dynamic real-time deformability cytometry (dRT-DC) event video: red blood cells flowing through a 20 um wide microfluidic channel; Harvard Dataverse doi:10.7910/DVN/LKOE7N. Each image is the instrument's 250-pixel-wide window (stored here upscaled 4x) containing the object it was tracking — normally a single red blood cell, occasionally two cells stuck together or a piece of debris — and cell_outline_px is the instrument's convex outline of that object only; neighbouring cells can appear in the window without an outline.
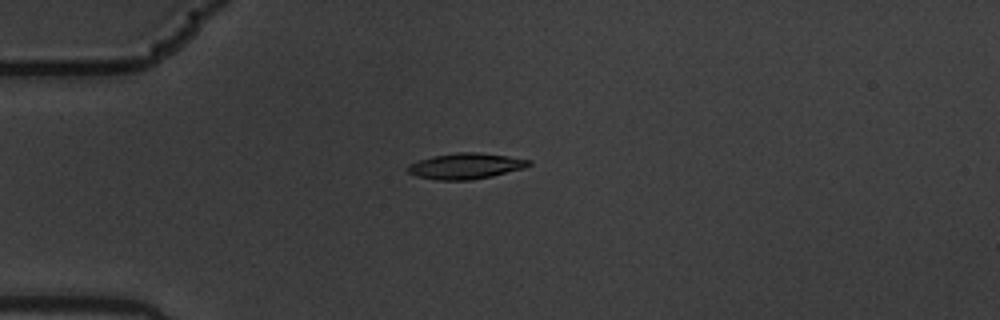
{"species": "common noctule bat (a hibernating species)", "species_latin": "Nyctalus noctula", "temperature_condition": "warm", "stored_images_in_passage": 5, "camera_frame_rate_fps": 3000, "um_per_image_px": 0.085, "animal": {"sex": "male", "body_mass_g": 19.5, "forearm_length_mm": 54.6}, "frame": {"image": 1, "passage_image": 2, "time_ms": 0.333, "image_size_px": [1000, 320], "cell_outline_px": [[532, 164], [524, 168], [492, 176], [468, 180], [436, 180], [416, 176], [408, 172], [408, 164], [432, 156], [456, 152], [476, 152], [508, 156], [532, 160]], "centroid_in_image_um": [39.59, 14.11], "position_along_channel_um": 45.4, "area_um2": 18.21}}
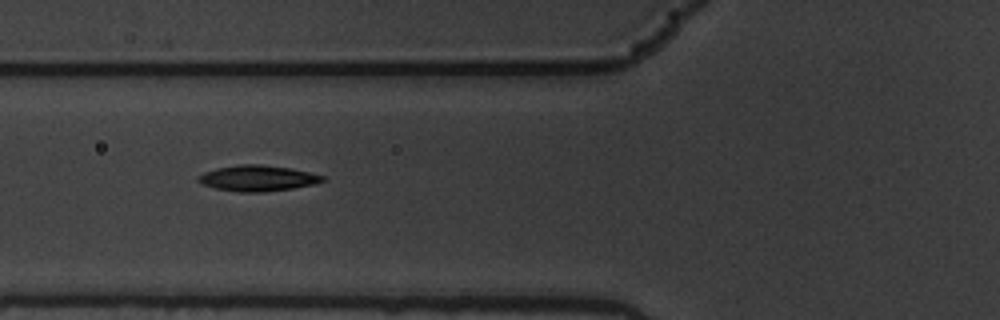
{"frame": {"image": 2, "passage_image": 4, "time_ms": 1.0, "image_size_px": [1000, 320], "cell_outline_px": [[328, 180], [316, 184], [292, 188], [264, 192], [240, 192], [216, 188], [204, 184], [196, 180], [196, 176], [204, 172], [216, 168], [240, 164], [260, 164], [292, 168], [324, 176]], "centroid_in_image_um": [21.92, 15.14], "position_along_channel_um": 103.9, "area_um2": 18.79}}
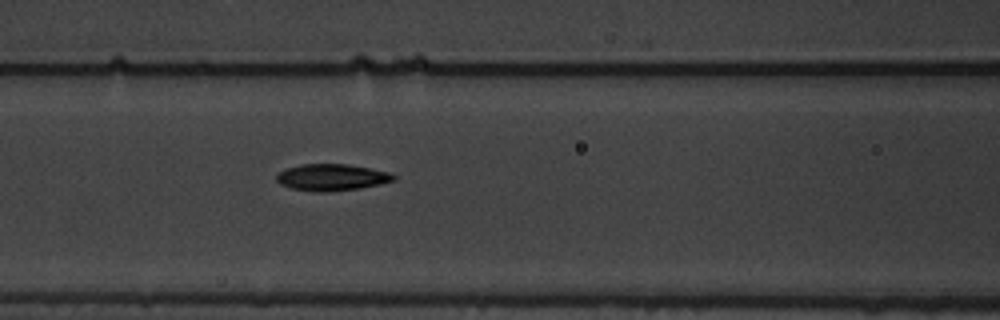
{"frame": {"image": 3, "passage_image": 5, "time_ms": 1.333, "image_size_px": [1000, 320], "cell_outline_px": [[396, 180], [380, 184], [360, 188], [328, 192], [316, 192], [292, 188], [280, 184], [276, 180], [276, 176], [280, 172], [288, 168], [300, 164], [348, 164], [388, 172], [396, 176]], "centroid_in_image_um": [28.2, 15.08], "position_along_channel_um": 138.4, "area_um2": 18.09}}